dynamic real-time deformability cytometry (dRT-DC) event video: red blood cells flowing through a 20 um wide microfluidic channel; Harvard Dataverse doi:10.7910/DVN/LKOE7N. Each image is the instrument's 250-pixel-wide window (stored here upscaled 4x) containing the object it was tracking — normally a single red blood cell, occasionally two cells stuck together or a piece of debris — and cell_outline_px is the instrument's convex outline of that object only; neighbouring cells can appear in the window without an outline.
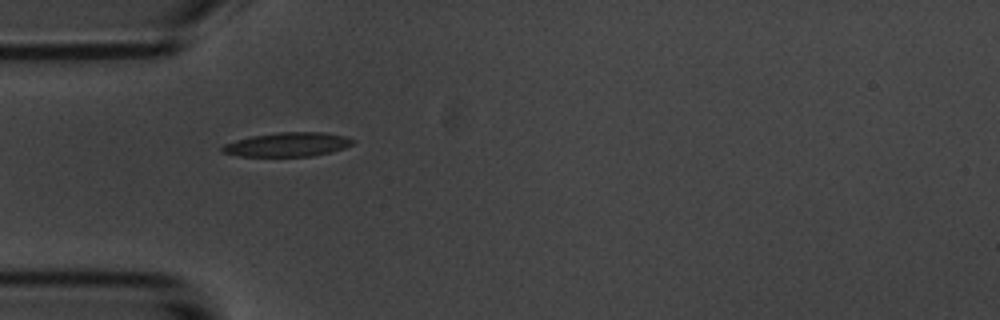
{"species": "common noctule bat (a hibernating species)", "species_latin": "Nyctalus noctula", "temperature_condition": "room temperature", "stored_images_in_passage": 2, "camera_frame_rate_fps": 3000, "um_per_image_px": 0.085, "animal": {"sex": "male", "body_mass_g": 20.1, "forearm_length_mm": 53.5}, "frame": {"image": 1, "passage_image": 1, "time_ms": 0.0, "image_size_px": [1000, 320], "cell_outline_px": [[356, 140], [352, 144], [344, 148], [332, 152], [312, 156], [240, 156], [220, 152], [220, 148], [224, 144], [236, 140], [252, 136], [280, 132], [324, 132], [344, 136]], "centroid_in_image_um": [24.44, 12.28], "position_along_channel_um": 60.6, "area_um2": 18.32}}